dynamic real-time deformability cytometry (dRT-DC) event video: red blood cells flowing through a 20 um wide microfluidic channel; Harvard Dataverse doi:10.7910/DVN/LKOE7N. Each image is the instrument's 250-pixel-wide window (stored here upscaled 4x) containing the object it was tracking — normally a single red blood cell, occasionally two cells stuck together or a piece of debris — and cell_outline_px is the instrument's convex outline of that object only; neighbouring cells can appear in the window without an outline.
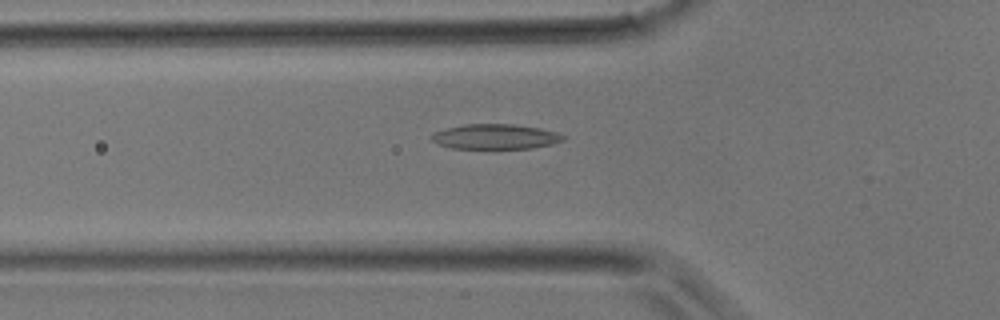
{"species": "common noctule bat (a hibernating species)", "species_latin": "Nyctalus noctula", "temperature_condition": "room temperature", "stored_images_in_passage": 29, "camera_frame_rate_fps": 3000, "um_per_image_px": 0.085, "animal": {"sex": "male", "body_mass_g": 17.9}, "frame": {"image": 1, "passage_image": 4, "time_ms": 1.0, "image_size_px": [1000, 320], "cell_outline_px": [[564, 140], [552, 144], [532, 148], [452, 148], [436, 144], [428, 136], [444, 128], [464, 124], [516, 124], [540, 128], [556, 132], [564, 136]], "centroid_in_image_um": [42.07, 11.61], "position_along_channel_um": 83.7, "area_um2": 19.25}}
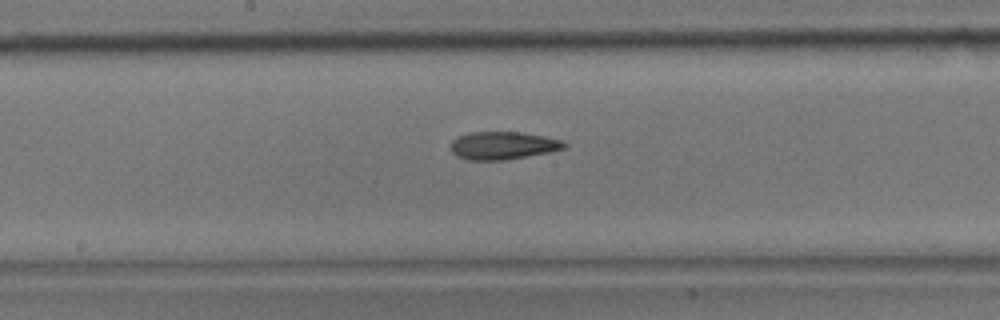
{"frame": {"image": 2, "passage_image": 11, "time_ms": 3.333, "image_size_px": [1000, 320], "cell_outline_px": [[568, 148], [548, 152], [504, 160], [468, 160], [456, 156], [452, 152], [452, 140], [460, 136], [472, 132], [520, 132], [544, 136], [564, 140], [568, 144]], "centroid_in_image_um": [42.8, 12.37], "position_along_channel_um": 205.4, "area_um2": 18.38}}
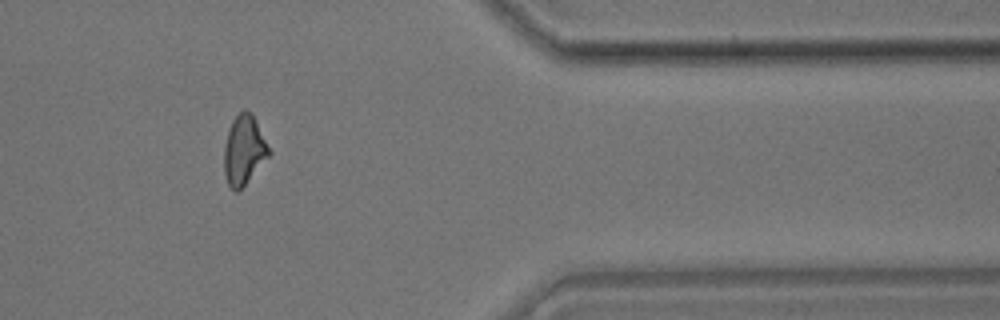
{"frame": {"image": 3, "passage_image": 23, "time_ms": 7.333, "image_size_px": [1000, 320], "cell_outline_px": [[272, 152], [244, 184], [236, 192], [228, 184], [224, 176], [224, 148], [228, 132], [232, 120], [244, 108], [252, 112]], "centroid_in_image_um": [20.74, 12.71], "position_along_channel_um": 390.7, "area_um2": 17.92}}